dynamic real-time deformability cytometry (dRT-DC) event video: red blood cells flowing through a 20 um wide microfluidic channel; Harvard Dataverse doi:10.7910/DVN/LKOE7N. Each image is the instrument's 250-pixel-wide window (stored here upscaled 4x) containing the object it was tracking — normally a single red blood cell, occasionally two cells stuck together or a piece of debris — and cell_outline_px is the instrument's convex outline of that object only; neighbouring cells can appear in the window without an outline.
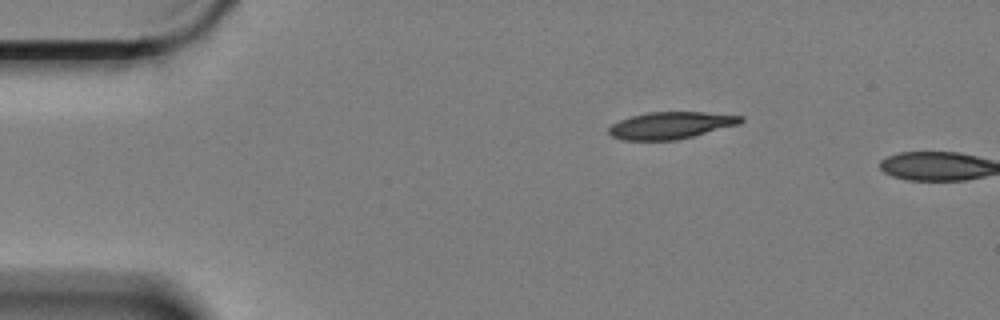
{"species": "Egyptian fruit bat (a non-hibernating species)", "species_latin": "Rousettus aegyptiacus", "temperature_condition": "cold", "stored_images_in_passage": 3, "camera_frame_rate_fps": 3000, "um_per_image_px": 0.085, "animal": {"sex": "female"}, "frame": {"image": 1, "passage_image": 1, "time_ms": 0.0, "image_size_px": [1000, 320], "cell_outline_px": [[744, 120], [736, 124], [692, 136], [676, 140], [624, 140], [612, 136], [608, 132], [608, 128], [612, 124], [620, 120], [632, 116], [648, 112], [704, 112], [744, 116]], "centroid_in_image_um": [56.97, 10.65], "position_along_channel_um": 28.0, "area_um2": 20.4}}